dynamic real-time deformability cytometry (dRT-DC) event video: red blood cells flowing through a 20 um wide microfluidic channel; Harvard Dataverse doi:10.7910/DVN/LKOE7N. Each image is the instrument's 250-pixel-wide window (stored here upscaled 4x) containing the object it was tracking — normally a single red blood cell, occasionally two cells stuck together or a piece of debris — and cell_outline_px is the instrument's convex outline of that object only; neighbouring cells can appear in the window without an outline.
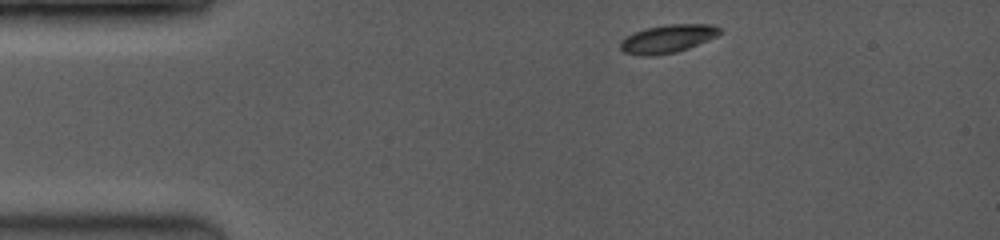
{"species": "common noctule bat (a hibernating species)", "species_latin": "Nyctalus noctula", "temperature_condition": "room temperature", "stored_images_in_passage": 9, "camera_frame_rate_fps": 3500, "um_per_image_px": 0.085, "animal": {"sex": "female", "body_mass_g": 19.0, "forearm_length_mm": 53.3}, "frame": {"image": 1, "passage_image": 1, "time_ms": 0.0, "image_size_px": [1000, 240], "cell_outline_px": [[724, 32], [708, 40], [688, 48], [676, 52], [656, 56], [640, 56], [624, 52], [620, 48], [620, 44], [628, 36], [636, 32], [648, 28], [668, 24], [712, 24], [724, 28]], "centroid_in_image_um": [56.83, 3.3], "position_along_channel_um": 28.2, "area_um2": 16.3}}
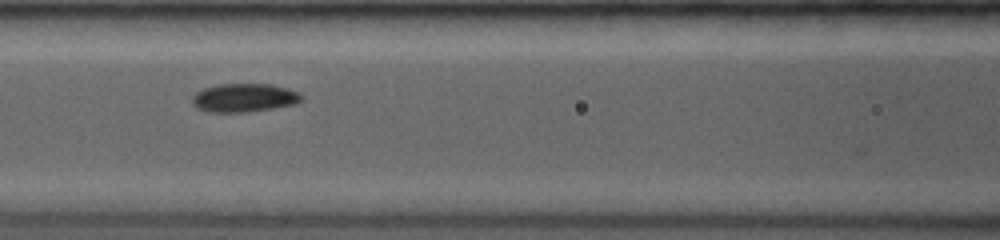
{"frame": {"image": 2, "passage_image": 8, "time_ms": 4.286, "image_size_px": [1000, 240], "cell_outline_px": [[304, 100], [296, 104], [248, 112], [208, 112], [196, 108], [192, 104], [192, 96], [196, 92], [204, 88], [220, 84], [272, 84], [288, 88], [296, 92]], "centroid_in_image_um": [20.73, 8.31], "position_along_channel_um": 145.9, "area_um2": 18.21}}
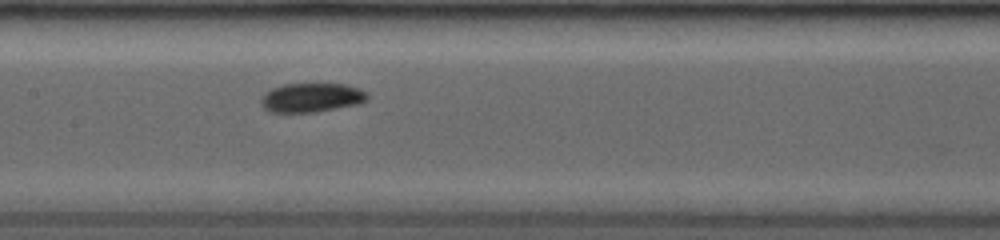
{"frame": {"image": 3, "passage_image": 9, "time_ms": 5.143, "image_size_px": [1000, 240], "cell_outline_px": [[368, 100], [356, 104], [316, 112], [272, 112], [264, 108], [260, 100], [272, 88], [284, 84], [344, 84], [360, 88], [368, 96]], "centroid_in_image_um": [26.49, 8.29], "position_along_channel_um": 180.9, "area_um2": 17.74}}